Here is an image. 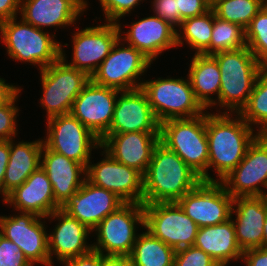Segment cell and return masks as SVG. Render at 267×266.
Returning a JSON list of instances; mask_svg holds the SVG:
<instances>
[{"label": "cell", "mask_w": 267, "mask_h": 266, "mask_svg": "<svg viewBox=\"0 0 267 266\" xmlns=\"http://www.w3.org/2000/svg\"><path fill=\"white\" fill-rule=\"evenodd\" d=\"M206 134L208 181L216 182H220L236 168L259 135L238 113L210 111H206Z\"/></svg>", "instance_id": "obj_1"}, {"label": "cell", "mask_w": 267, "mask_h": 266, "mask_svg": "<svg viewBox=\"0 0 267 266\" xmlns=\"http://www.w3.org/2000/svg\"><path fill=\"white\" fill-rule=\"evenodd\" d=\"M201 181L194 170L159 141L143 175V205L177 202Z\"/></svg>", "instance_id": "obj_2"}, {"label": "cell", "mask_w": 267, "mask_h": 266, "mask_svg": "<svg viewBox=\"0 0 267 266\" xmlns=\"http://www.w3.org/2000/svg\"><path fill=\"white\" fill-rule=\"evenodd\" d=\"M58 39L53 33L25 22L20 16L0 23V44L5 48L7 59L38 71L60 58L61 40Z\"/></svg>", "instance_id": "obj_3"}, {"label": "cell", "mask_w": 267, "mask_h": 266, "mask_svg": "<svg viewBox=\"0 0 267 266\" xmlns=\"http://www.w3.org/2000/svg\"><path fill=\"white\" fill-rule=\"evenodd\" d=\"M221 72L219 113H239L247 104L255 82L266 67L247 46L212 55Z\"/></svg>", "instance_id": "obj_4"}, {"label": "cell", "mask_w": 267, "mask_h": 266, "mask_svg": "<svg viewBox=\"0 0 267 266\" xmlns=\"http://www.w3.org/2000/svg\"><path fill=\"white\" fill-rule=\"evenodd\" d=\"M92 22V25L85 27L83 22L77 23L70 30L72 31L70 32L71 38L69 37L71 41L69 40L68 43L60 41V58L67 65L85 72L89 77L95 73L120 38L117 23L96 19H93ZM67 48L69 49L67 50ZM70 50L72 51L71 55H69ZM69 56H71V60H69Z\"/></svg>", "instance_id": "obj_5"}, {"label": "cell", "mask_w": 267, "mask_h": 266, "mask_svg": "<svg viewBox=\"0 0 267 266\" xmlns=\"http://www.w3.org/2000/svg\"><path fill=\"white\" fill-rule=\"evenodd\" d=\"M147 75L142 82L141 89L147 95L159 123L170 119L196 117L206 112L195 98L186 74L183 73L185 76L181 75V77L163 74L165 77L161 75V77L154 76V78L152 75Z\"/></svg>", "instance_id": "obj_6"}, {"label": "cell", "mask_w": 267, "mask_h": 266, "mask_svg": "<svg viewBox=\"0 0 267 266\" xmlns=\"http://www.w3.org/2000/svg\"><path fill=\"white\" fill-rule=\"evenodd\" d=\"M160 142L174 151L202 181H208L206 112L196 117L160 123Z\"/></svg>", "instance_id": "obj_7"}, {"label": "cell", "mask_w": 267, "mask_h": 266, "mask_svg": "<svg viewBox=\"0 0 267 266\" xmlns=\"http://www.w3.org/2000/svg\"><path fill=\"white\" fill-rule=\"evenodd\" d=\"M38 77L41 95L37 107H42L44 122L55 116L69 114L75 98L91 80L85 72L67 65L61 58L39 71Z\"/></svg>", "instance_id": "obj_8"}, {"label": "cell", "mask_w": 267, "mask_h": 266, "mask_svg": "<svg viewBox=\"0 0 267 266\" xmlns=\"http://www.w3.org/2000/svg\"><path fill=\"white\" fill-rule=\"evenodd\" d=\"M143 229V204L124 203L92 230L93 250L103 255L129 256Z\"/></svg>", "instance_id": "obj_9"}, {"label": "cell", "mask_w": 267, "mask_h": 266, "mask_svg": "<svg viewBox=\"0 0 267 266\" xmlns=\"http://www.w3.org/2000/svg\"><path fill=\"white\" fill-rule=\"evenodd\" d=\"M153 62L141 51L128 45L121 38L117 40L110 54L99 65L91 80L101 86L119 91L141 88L142 82Z\"/></svg>", "instance_id": "obj_10"}, {"label": "cell", "mask_w": 267, "mask_h": 266, "mask_svg": "<svg viewBox=\"0 0 267 266\" xmlns=\"http://www.w3.org/2000/svg\"><path fill=\"white\" fill-rule=\"evenodd\" d=\"M43 131L44 145L68 159L87 167L93 152L101 146L100 139L71 113L49 118Z\"/></svg>", "instance_id": "obj_11"}, {"label": "cell", "mask_w": 267, "mask_h": 266, "mask_svg": "<svg viewBox=\"0 0 267 266\" xmlns=\"http://www.w3.org/2000/svg\"><path fill=\"white\" fill-rule=\"evenodd\" d=\"M150 13H144L147 16L143 15L142 18L138 16L140 13L125 16L117 22V26L120 38L125 43L135 47L157 64L166 51L167 55L170 50H177V32L168 22ZM130 16L136 17L137 20L132 18L130 24L125 23L126 17L131 18Z\"/></svg>", "instance_id": "obj_12"}, {"label": "cell", "mask_w": 267, "mask_h": 266, "mask_svg": "<svg viewBox=\"0 0 267 266\" xmlns=\"http://www.w3.org/2000/svg\"><path fill=\"white\" fill-rule=\"evenodd\" d=\"M0 214V234L15 243L34 266H51L46 218L11 210ZM3 214V215H2Z\"/></svg>", "instance_id": "obj_13"}, {"label": "cell", "mask_w": 267, "mask_h": 266, "mask_svg": "<svg viewBox=\"0 0 267 266\" xmlns=\"http://www.w3.org/2000/svg\"><path fill=\"white\" fill-rule=\"evenodd\" d=\"M86 167V180L115 193L125 203L143 204V175L136 169L116 161L101 146ZM93 159V160H92Z\"/></svg>", "instance_id": "obj_14"}, {"label": "cell", "mask_w": 267, "mask_h": 266, "mask_svg": "<svg viewBox=\"0 0 267 266\" xmlns=\"http://www.w3.org/2000/svg\"><path fill=\"white\" fill-rule=\"evenodd\" d=\"M144 228L168 246L179 250L193 246L198 225L177 202L144 204Z\"/></svg>", "instance_id": "obj_15"}, {"label": "cell", "mask_w": 267, "mask_h": 266, "mask_svg": "<svg viewBox=\"0 0 267 266\" xmlns=\"http://www.w3.org/2000/svg\"><path fill=\"white\" fill-rule=\"evenodd\" d=\"M91 4L89 0H21L19 16L57 37L59 31H70L82 22V18L87 16L86 12L92 8Z\"/></svg>", "instance_id": "obj_16"}, {"label": "cell", "mask_w": 267, "mask_h": 266, "mask_svg": "<svg viewBox=\"0 0 267 266\" xmlns=\"http://www.w3.org/2000/svg\"><path fill=\"white\" fill-rule=\"evenodd\" d=\"M46 223L49 226L47 227L48 253L51 266L57 264L59 266L65 260L85 255L93 250L92 231L61 208L47 216Z\"/></svg>", "instance_id": "obj_17"}, {"label": "cell", "mask_w": 267, "mask_h": 266, "mask_svg": "<svg viewBox=\"0 0 267 266\" xmlns=\"http://www.w3.org/2000/svg\"><path fill=\"white\" fill-rule=\"evenodd\" d=\"M233 197L267 196V134H259L243 160L220 181Z\"/></svg>", "instance_id": "obj_18"}, {"label": "cell", "mask_w": 267, "mask_h": 266, "mask_svg": "<svg viewBox=\"0 0 267 266\" xmlns=\"http://www.w3.org/2000/svg\"><path fill=\"white\" fill-rule=\"evenodd\" d=\"M233 199L221 182L201 181L177 203L200 228L230 219Z\"/></svg>", "instance_id": "obj_19"}, {"label": "cell", "mask_w": 267, "mask_h": 266, "mask_svg": "<svg viewBox=\"0 0 267 266\" xmlns=\"http://www.w3.org/2000/svg\"><path fill=\"white\" fill-rule=\"evenodd\" d=\"M119 92L90 80L75 98L70 113L101 139L111 125Z\"/></svg>", "instance_id": "obj_20"}, {"label": "cell", "mask_w": 267, "mask_h": 266, "mask_svg": "<svg viewBox=\"0 0 267 266\" xmlns=\"http://www.w3.org/2000/svg\"><path fill=\"white\" fill-rule=\"evenodd\" d=\"M160 133V123L141 89L117 94L113 119L107 133Z\"/></svg>", "instance_id": "obj_21"}, {"label": "cell", "mask_w": 267, "mask_h": 266, "mask_svg": "<svg viewBox=\"0 0 267 266\" xmlns=\"http://www.w3.org/2000/svg\"><path fill=\"white\" fill-rule=\"evenodd\" d=\"M124 203L115 193L85 180L61 209L92 231L104 218Z\"/></svg>", "instance_id": "obj_22"}, {"label": "cell", "mask_w": 267, "mask_h": 266, "mask_svg": "<svg viewBox=\"0 0 267 266\" xmlns=\"http://www.w3.org/2000/svg\"><path fill=\"white\" fill-rule=\"evenodd\" d=\"M160 141V133L128 132L106 133L101 139V147L116 161L146 173L153 150Z\"/></svg>", "instance_id": "obj_23"}, {"label": "cell", "mask_w": 267, "mask_h": 266, "mask_svg": "<svg viewBox=\"0 0 267 266\" xmlns=\"http://www.w3.org/2000/svg\"><path fill=\"white\" fill-rule=\"evenodd\" d=\"M1 202L2 206L14 211L34 213L44 218L61 208L54 199L51 182L41 166Z\"/></svg>", "instance_id": "obj_24"}, {"label": "cell", "mask_w": 267, "mask_h": 266, "mask_svg": "<svg viewBox=\"0 0 267 266\" xmlns=\"http://www.w3.org/2000/svg\"><path fill=\"white\" fill-rule=\"evenodd\" d=\"M266 215L267 196L237 197L233 199L230 218L235 227L237 243L243 252L248 249L263 248Z\"/></svg>", "instance_id": "obj_25"}, {"label": "cell", "mask_w": 267, "mask_h": 266, "mask_svg": "<svg viewBox=\"0 0 267 266\" xmlns=\"http://www.w3.org/2000/svg\"><path fill=\"white\" fill-rule=\"evenodd\" d=\"M41 167L51 182L55 201L62 207L86 180V167L63 154L42 148Z\"/></svg>", "instance_id": "obj_26"}, {"label": "cell", "mask_w": 267, "mask_h": 266, "mask_svg": "<svg viewBox=\"0 0 267 266\" xmlns=\"http://www.w3.org/2000/svg\"><path fill=\"white\" fill-rule=\"evenodd\" d=\"M187 58L185 73L188 76L195 98L206 111L219 113L221 72L212 55L193 54ZM215 96V97H214Z\"/></svg>", "instance_id": "obj_27"}, {"label": "cell", "mask_w": 267, "mask_h": 266, "mask_svg": "<svg viewBox=\"0 0 267 266\" xmlns=\"http://www.w3.org/2000/svg\"><path fill=\"white\" fill-rule=\"evenodd\" d=\"M194 246L208 254L219 266L241 263L243 251L239 247L232 219L198 229Z\"/></svg>", "instance_id": "obj_28"}, {"label": "cell", "mask_w": 267, "mask_h": 266, "mask_svg": "<svg viewBox=\"0 0 267 266\" xmlns=\"http://www.w3.org/2000/svg\"><path fill=\"white\" fill-rule=\"evenodd\" d=\"M31 140H10V156L3 181V199L41 166L42 136ZM18 140V141H17Z\"/></svg>", "instance_id": "obj_29"}, {"label": "cell", "mask_w": 267, "mask_h": 266, "mask_svg": "<svg viewBox=\"0 0 267 266\" xmlns=\"http://www.w3.org/2000/svg\"><path fill=\"white\" fill-rule=\"evenodd\" d=\"M213 30V9L206 13L182 21L177 32V50L188 48L190 54L209 55V45ZM194 52V53H193Z\"/></svg>", "instance_id": "obj_30"}, {"label": "cell", "mask_w": 267, "mask_h": 266, "mask_svg": "<svg viewBox=\"0 0 267 266\" xmlns=\"http://www.w3.org/2000/svg\"><path fill=\"white\" fill-rule=\"evenodd\" d=\"M176 250L145 228L139 233L129 255L133 266H173Z\"/></svg>", "instance_id": "obj_31"}, {"label": "cell", "mask_w": 267, "mask_h": 266, "mask_svg": "<svg viewBox=\"0 0 267 266\" xmlns=\"http://www.w3.org/2000/svg\"><path fill=\"white\" fill-rule=\"evenodd\" d=\"M238 114L259 134H267V67L259 74L247 104Z\"/></svg>", "instance_id": "obj_32"}, {"label": "cell", "mask_w": 267, "mask_h": 266, "mask_svg": "<svg viewBox=\"0 0 267 266\" xmlns=\"http://www.w3.org/2000/svg\"><path fill=\"white\" fill-rule=\"evenodd\" d=\"M266 0H217L211 5L215 15L246 29Z\"/></svg>", "instance_id": "obj_33"}, {"label": "cell", "mask_w": 267, "mask_h": 266, "mask_svg": "<svg viewBox=\"0 0 267 266\" xmlns=\"http://www.w3.org/2000/svg\"><path fill=\"white\" fill-rule=\"evenodd\" d=\"M247 46L245 29L240 25L220 19L213 10V30L209 45V55Z\"/></svg>", "instance_id": "obj_34"}, {"label": "cell", "mask_w": 267, "mask_h": 266, "mask_svg": "<svg viewBox=\"0 0 267 266\" xmlns=\"http://www.w3.org/2000/svg\"><path fill=\"white\" fill-rule=\"evenodd\" d=\"M23 87V88H22ZM24 85L20 86L5 100L0 102V140H11L19 137L22 127L19 124L22 107H19ZM21 109V110H20ZM20 130V131H19Z\"/></svg>", "instance_id": "obj_35"}, {"label": "cell", "mask_w": 267, "mask_h": 266, "mask_svg": "<svg viewBox=\"0 0 267 266\" xmlns=\"http://www.w3.org/2000/svg\"><path fill=\"white\" fill-rule=\"evenodd\" d=\"M245 40L255 58L267 66V4L252 18L245 29Z\"/></svg>", "instance_id": "obj_36"}, {"label": "cell", "mask_w": 267, "mask_h": 266, "mask_svg": "<svg viewBox=\"0 0 267 266\" xmlns=\"http://www.w3.org/2000/svg\"><path fill=\"white\" fill-rule=\"evenodd\" d=\"M99 11L102 13L100 17L94 16V19L105 22L117 23L125 16L137 13L141 6L148 3V0H97ZM143 4V5H141ZM138 10V11H136ZM103 17L101 18V16ZM104 18V19H103Z\"/></svg>", "instance_id": "obj_37"}, {"label": "cell", "mask_w": 267, "mask_h": 266, "mask_svg": "<svg viewBox=\"0 0 267 266\" xmlns=\"http://www.w3.org/2000/svg\"><path fill=\"white\" fill-rule=\"evenodd\" d=\"M173 266H219L208 254L193 246L176 250Z\"/></svg>", "instance_id": "obj_38"}, {"label": "cell", "mask_w": 267, "mask_h": 266, "mask_svg": "<svg viewBox=\"0 0 267 266\" xmlns=\"http://www.w3.org/2000/svg\"><path fill=\"white\" fill-rule=\"evenodd\" d=\"M0 266H34L12 241L0 234Z\"/></svg>", "instance_id": "obj_39"}, {"label": "cell", "mask_w": 267, "mask_h": 266, "mask_svg": "<svg viewBox=\"0 0 267 266\" xmlns=\"http://www.w3.org/2000/svg\"><path fill=\"white\" fill-rule=\"evenodd\" d=\"M149 11L153 15L165 20L176 30L181 25V17L177 9V0H148Z\"/></svg>", "instance_id": "obj_40"}, {"label": "cell", "mask_w": 267, "mask_h": 266, "mask_svg": "<svg viewBox=\"0 0 267 266\" xmlns=\"http://www.w3.org/2000/svg\"><path fill=\"white\" fill-rule=\"evenodd\" d=\"M177 9L183 20L200 16L211 9V4L207 0H177Z\"/></svg>", "instance_id": "obj_41"}, {"label": "cell", "mask_w": 267, "mask_h": 266, "mask_svg": "<svg viewBox=\"0 0 267 266\" xmlns=\"http://www.w3.org/2000/svg\"><path fill=\"white\" fill-rule=\"evenodd\" d=\"M267 266V248H253L242 254L240 266Z\"/></svg>", "instance_id": "obj_42"}, {"label": "cell", "mask_w": 267, "mask_h": 266, "mask_svg": "<svg viewBox=\"0 0 267 266\" xmlns=\"http://www.w3.org/2000/svg\"><path fill=\"white\" fill-rule=\"evenodd\" d=\"M59 266H101V253L94 250L62 262Z\"/></svg>", "instance_id": "obj_43"}, {"label": "cell", "mask_w": 267, "mask_h": 266, "mask_svg": "<svg viewBox=\"0 0 267 266\" xmlns=\"http://www.w3.org/2000/svg\"><path fill=\"white\" fill-rule=\"evenodd\" d=\"M21 0H0V23L20 14Z\"/></svg>", "instance_id": "obj_44"}, {"label": "cell", "mask_w": 267, "mask_h": 266, "mask_svg": "<svg viewBox=\"0 0 267 266\" xmlns=\"http://www.w3.org/2000/svg\"><path fill=\"white\" fill-rule=\"evenodd\" d=\"M10 156V140H0V198L3 200V181Z\"/></svg>", "instance_id": "obj_45"}, {"label": "cell", "mask_w": 267, "mask_h": 266, "mask_svg": "<svg viewBox=\"0 0 267 266\" xmlns=\"http://www.w3.org/2000/svg\"><path fill=\"white\" fill-rule=\"evenodd\" d=\"M101 266H133L129 256L101 254Z\"/></svg>", "instance_id": "obj_46"}, {"label": "cell", "mask_w": 267, "mask_h": 266, "mask_svg": "<svg viewBox=\"0 0 267 266\" xmlns=\"http://www.w3.org/2000/svg\"><path fill=\"white\" fill-rule=\"evenodd\" d=\"M7 81V79L0 76V102L8 98L20 86L17 82L10 83Z\"/></svg>", "instance_id": "obj_47"}, {"label": "cell", "mask_w": 267, "mask_h": 266, "mask_svg": "<svg viewBox=\"0 0 267 266\" xmlns=\"http://www.w3.org/2000/svg\"><path fill=\"white\" fill-rule=\"evenodd\" d=\"M263 248H267V215H266L265 222H264Z\"/></svg>", "instance_id": "obj_48"}, {"label": "cell", "mask_w": 267, "mask_h": 266, "mask_svg": "<svg viewBox=\"0 0 267 266\" xmlns=\"http://www.w3.org/2000/svg\"><path fill=\"white\" fill-rule=\"evenodd\" d=\"M211 5L214 4L217 0H207Z\"/></svg>", "instance_id": "obj_49"}]
</instances>
